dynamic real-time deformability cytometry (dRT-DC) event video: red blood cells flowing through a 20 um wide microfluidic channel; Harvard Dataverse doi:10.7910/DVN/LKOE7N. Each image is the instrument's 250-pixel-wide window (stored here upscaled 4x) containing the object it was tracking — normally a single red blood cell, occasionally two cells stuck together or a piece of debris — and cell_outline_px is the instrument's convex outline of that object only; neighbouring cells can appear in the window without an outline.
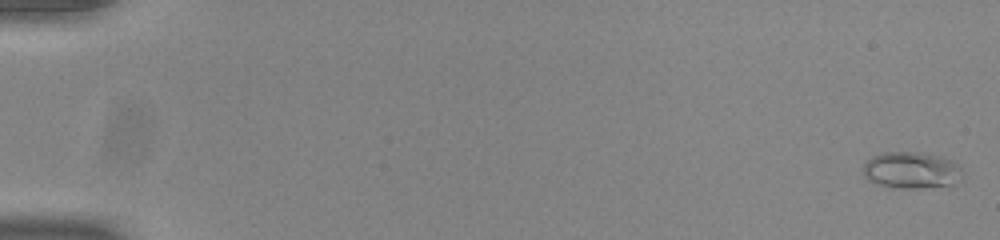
{"species": "common noctule bat (a hibernating species)", "species_latin": "Nyctalus noctula", "temperature_condition": "room temperature", "stored_images_in_passage": 55, "camera_frame_rate_fps": 3000, "um_per_image_px": 0.085, "animal": {"sex": "male", "body_mass_g": 20.0, "forearm_length_mm": 53.3}, "frame": {"image": 1, "passage_image": 2, "time_ms": 0.333, "image_size_px": [1000, 240], "cell_outline_px": [[960, 168], [956, 184], [924, 188], [892, 188], [868, 180], [864, 176], [864, 164], [872, 156], [884, 152], [920, 152], [940, 156], [952, 160]], "centroid_in_image_um": [77.43, 14.47], "position_along_channel_um": 7.6, "area_um2": 21.04}}
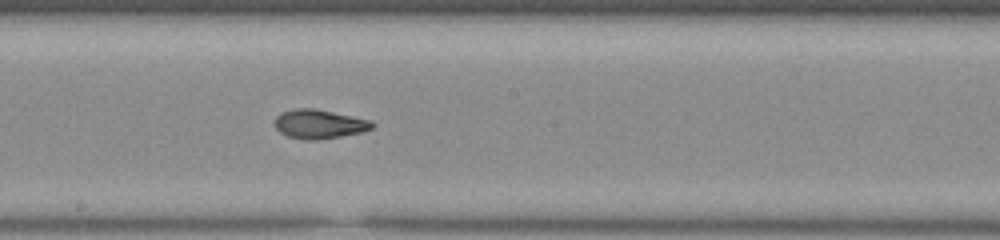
{"frame": {"image": 2, "passage_image": 32, "time_ms": 10.333, "image_size_px": [1000, 240], "cell_outline_px": [[376, 124], [372, 128], [364, 132], [316, 140], [304, 140], [288, 136], [280, 132], [276, 128], [276, 116], [280, 112], [292, 108], [312, 108], [372, 120]], "centroid_in_image_um": [27.15, 10.54], "position_along_channel_um": 221.1, "area_um2": 16.53}}
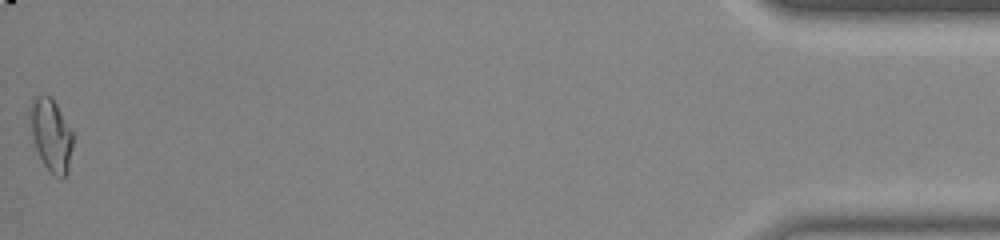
{"frame": {"image": 3, "passage_image": 55, "time_ms": 18.0, "image_size_px": [1000, 240], "cell_outline_px": [[72, 148], [68, 172], [60, 180], [44, 164], [36, 148], [32, 132], [32, 104], [36, 96], [52, 96], [72, 132]], "centroid_in_image_um": [4.39, 11.51], "position_along_channel_um": 430.8, "area_um2": 17.28}, "authors_computed_cell_mechanics": {"area_um2": 16.8776, "velocity_mm_per_s": 3.8876, "shape_relaxation_time_tau1_ms": null, "shape_relaxation_time_tau2_ms": 1.8402, "deformation_change_tau1": null, "deformation_change_tau2": 0.0713}}